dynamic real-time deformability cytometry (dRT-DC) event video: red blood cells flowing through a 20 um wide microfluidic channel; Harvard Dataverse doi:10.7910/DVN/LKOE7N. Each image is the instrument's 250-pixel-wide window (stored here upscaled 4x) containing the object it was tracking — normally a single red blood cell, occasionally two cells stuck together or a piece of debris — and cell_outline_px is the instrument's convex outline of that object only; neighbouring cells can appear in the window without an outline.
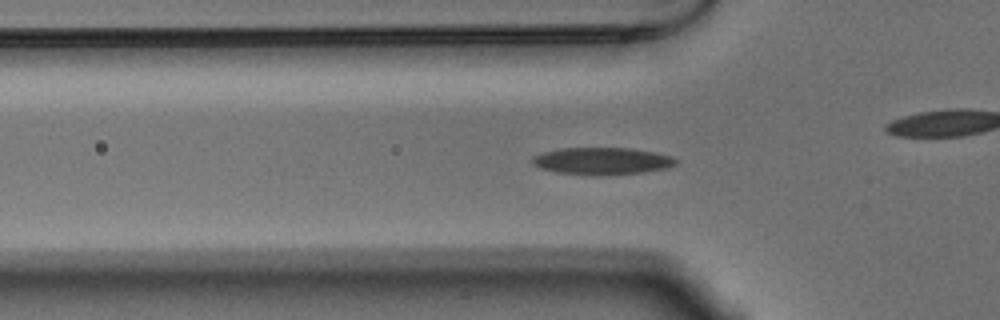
{"species": "Egyptian fruit bat (a non-hibernating species)", "species_latin": "Rousettus aegyptiacus", "temperature_condition": "warm", "stored_images_in_passage": 48, "camera_frame_rate_fps": 3000, "um_per_image_px": 0.085, "animal": {"sex": "male"}, "frame": {"image": 1, "passage_image": 17, "time_ms": 5.333, "image_size_px": [1000, 320], "cell_outline_px": [[676, 164], [668, 168], [644, 172], [600, 176], [592, 176], [556, 172], [540, 168], [532, 164], [528, 160], [532, 156], [544, 152], [560, 148], [632, 148], [656, 152], [672, 156], [676, 160]], "centroid_in_image_um": [51.15, 13.69], "position_along_channel_um": 74.7, "area_um2": 23.12}}
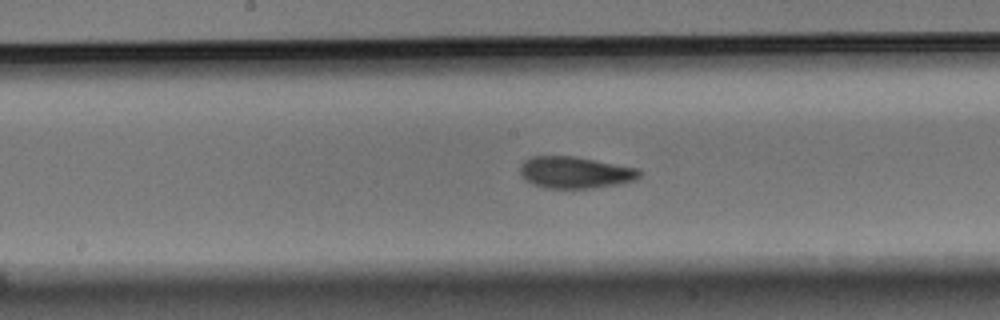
{"frame": {"image": 2, "passage_image": 27, "time_ms": 8.667, "image_size_px": [1000, 320], "cell_outline_px": [[640, 176], [632, 180], [616, 184], [592, 188], [544, 188], [532, 184], [524, 180], [520, 172], [520, 164], [524, 160], [532, 156], [576, 156], [640, 168]], "centroid_in_image_um": [48.85, 14.64], "position_along_channel_um": 199.4, "area_um2": 22.2}}
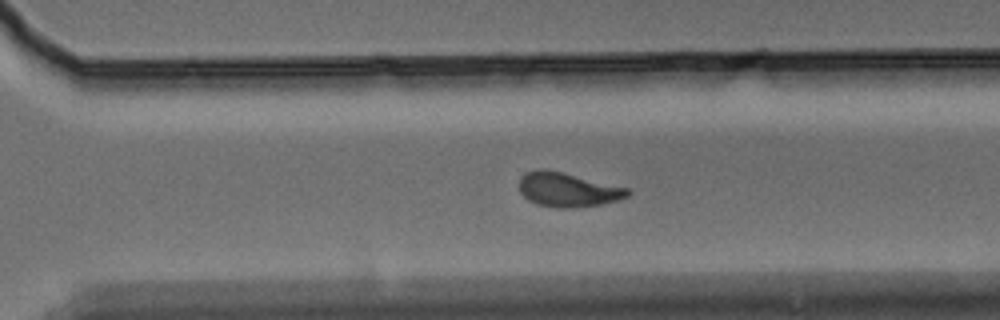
{"frame": {"image": 3, "passage_image": 37, "time_ms": 12.0, "image_size_px": [1000, 320], "cell_outline_px": [[632, 192], [628, 196], [616, 200], [600, 204], [576, 208], [556, 208], [536, 204], [528, 200], [520, 192], [520, 176], [524, 172], [540, 168], [548, 168], [628, 188]], "centroid_in_image_um": [48.22, 16.11], "position_along_channel_um": 322.4, "area_um2": 21.91}, "authors_computed_cell_mechanics": {"area_um2": 21.8484, "velocity_mm_per_s": 3.7081, "shape_relaxation_time_tau1_ms": 4.5829, "shape_relaxation_time_tau2_ms": 2.5804, "deformation_change_tau1": 0.1688, "deformation_change_tau2": 0.0933}}